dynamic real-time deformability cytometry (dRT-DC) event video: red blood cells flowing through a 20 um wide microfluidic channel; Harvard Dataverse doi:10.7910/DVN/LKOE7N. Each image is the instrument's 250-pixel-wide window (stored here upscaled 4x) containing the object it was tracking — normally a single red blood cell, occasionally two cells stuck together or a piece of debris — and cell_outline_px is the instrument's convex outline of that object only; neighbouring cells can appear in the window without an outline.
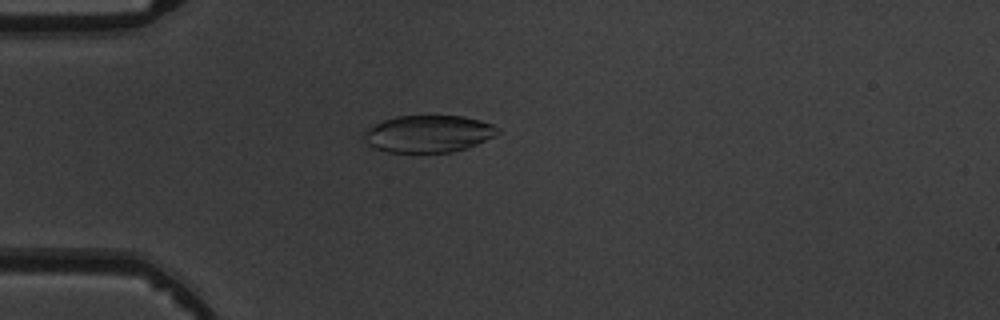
{"species": "common noctule bat (a hibernating species)", "species_latin": "Nyctalus noctula", "temperature_condition": "warm", "stored_images_in_passage": 3, "camera_frame_rate_fps": 3000, "um_per_image_px": 0.085, "animal": {"sex": "male", "body_mass_g": 19.5, "forearm_length_mm": 54.6}, "frame": {"image": 1, "passage_image": 3, "time_ms": 2.333, "image_size_px": [1000, 320], "cell_outline_px": [[500, 132], [496, 136], [476, 144], [452, 152], [388, 152], [372, 148], [360, 136], [364, 128], [384, 120], [396, 116], [464, 116], [480, 120], [492, 124]], "centroid_in_image_um": [36.34, 11.37], "position_along_channel_um": 48.7, "area_um2": 29.13}}